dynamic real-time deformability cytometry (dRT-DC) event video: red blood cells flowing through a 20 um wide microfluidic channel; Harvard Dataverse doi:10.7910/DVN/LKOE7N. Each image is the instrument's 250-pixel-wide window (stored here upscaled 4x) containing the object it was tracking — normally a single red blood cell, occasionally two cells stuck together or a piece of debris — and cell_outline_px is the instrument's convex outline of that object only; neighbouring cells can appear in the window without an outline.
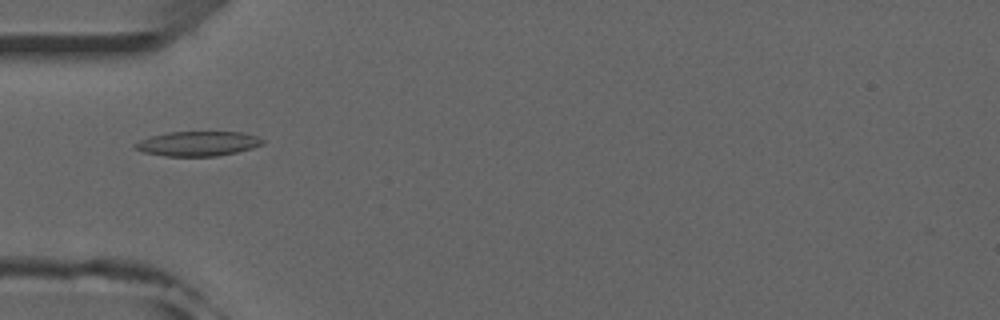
{"species": "common noctule bat (a hibernating species)", "species_latin": "Nyctalus noctula", "temperature_condition": "room temperature", "stored_images_in_passage": 52, "camera_frame_rate_fps": 3000, "um_per_image_px": 0.085, "animal": {"sex": "male", "forearm_length_mm": 52.5}, "frame": {"image": 1, "passage_image": 17, "time_ms": 5.333, "image_size_px": [1000, 320], "cell_outline_px": [[264, 140], [260, 144], [252, 148], [236, 152], [216, 156], [164, 156], [144, 152], [136, 148], [132, 144], [148, 136], [168, 132], [244, 132], [256, 136]], "centroid_in_image_um": [16.77, 12.2], "position_along_channel_um": 68.2, "area_um2": 18.26}}
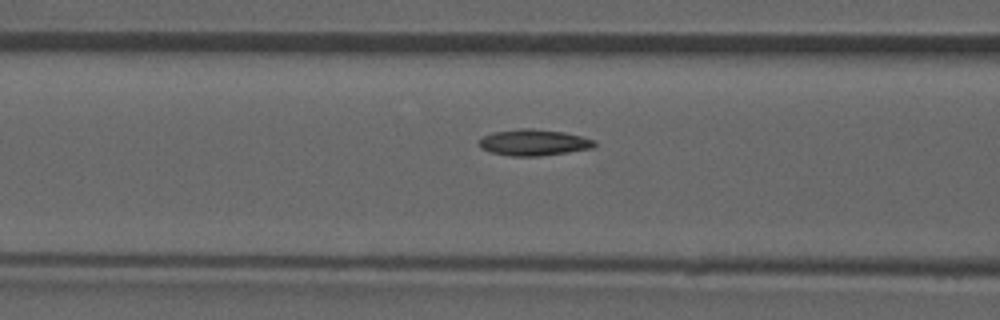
{"frame": {"image": 2, "passage_image": 21, "time_ms": 6.667, "image_size_px": [1000, 320], "cell_outline_px": [[596, 148], [540, 156], [508, 156], [492, 152], [480, 148], [480, 140], [484, 136], [492, 132], [516, 128], [532, 128], [564, 132], [596, 140]], "centroid_in_image_um": [45.4, 12.11], "position_along_channel_um": 121.2, "area_um2": 17.8}}
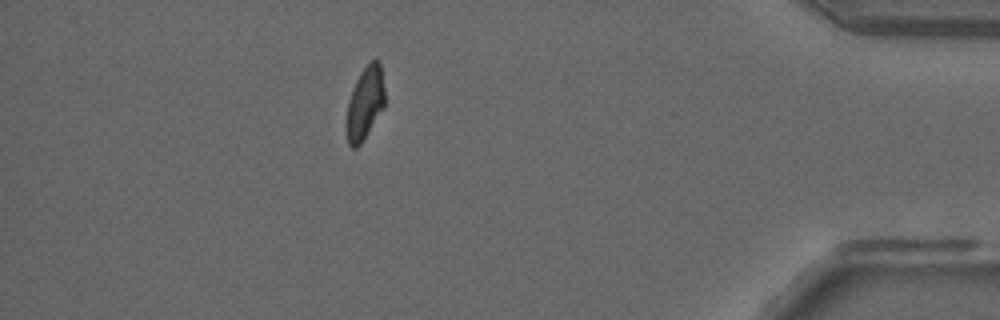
{"frame": {"image": 3, "passage_image": 46, "time_ms": 15.0, "image_size_px": [1000, 320], "cell_outline_px": [[384, 108], [360, 144], [356, 148], [352, 148], [348, 144], [344, 132], [344, 128], [348, 100], [356, 80], [360, 72], [376, 56], [380, 60], [384, 88]], "centroid_in_image_um": [30.99, 8.78], "position_along_channel_um": 404.2, "area_um2": 16.65}}